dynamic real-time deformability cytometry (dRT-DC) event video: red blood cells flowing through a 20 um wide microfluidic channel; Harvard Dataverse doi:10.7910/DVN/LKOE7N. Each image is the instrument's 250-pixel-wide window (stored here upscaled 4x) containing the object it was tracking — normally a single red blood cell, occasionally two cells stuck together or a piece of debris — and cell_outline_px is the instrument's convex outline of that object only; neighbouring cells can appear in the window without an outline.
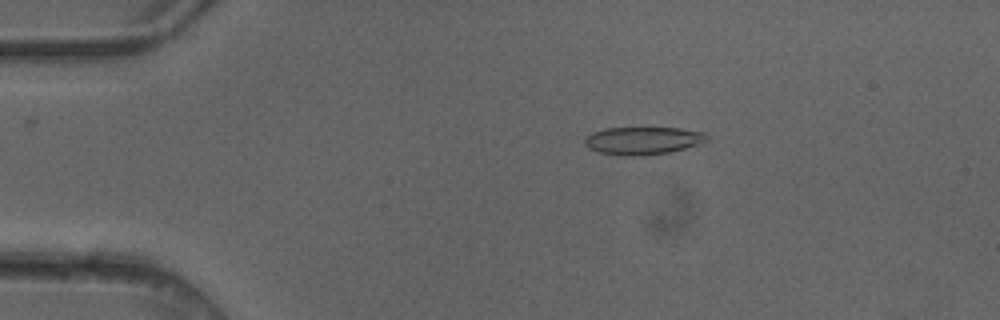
{"species": "common noctule bat (a hibernating species)", "species_latin": "Nyctalus noctula", "temperature_condition": "cold", "stored_images_in_passage": 2, "camera_frame_rate_fps": 3000, "um_per_image_px": 0.085, "animal": {"sex": "female"}, "frame": {"image": 1, "passage_image": 1, "time_ms": 0.0, "image_size_px": [1000, 320], "cell_outline_px": [[708, 140], [684, 148], [668, 152], [640, 156], [624, 156], [600, 152], [588, 148], [584, 144], [584, 136], [592, 132], [604, 128], [680, 128], [704, 132], [708, 136]], "centroid_in_image_um": [54.59, 11.94], "position_along_channel_um": 30.4, "area_um2": 19.71}}